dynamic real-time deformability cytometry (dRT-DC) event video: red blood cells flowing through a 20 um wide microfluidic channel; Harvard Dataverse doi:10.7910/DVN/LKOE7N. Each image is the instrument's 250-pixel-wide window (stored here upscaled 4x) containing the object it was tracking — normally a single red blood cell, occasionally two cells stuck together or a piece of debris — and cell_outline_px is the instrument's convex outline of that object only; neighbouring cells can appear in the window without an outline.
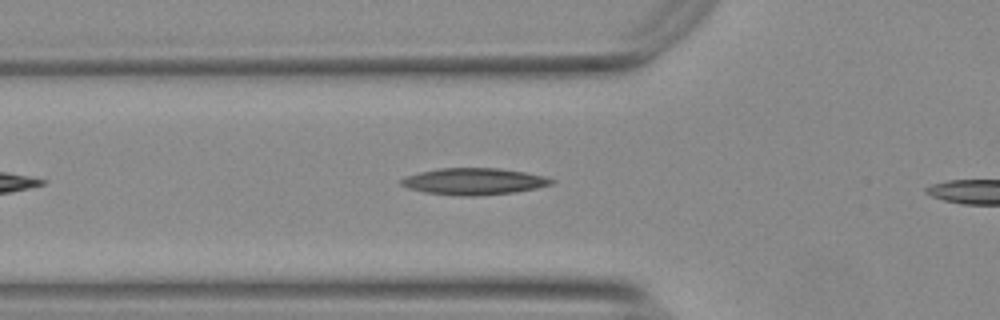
{"species": "Egyptian fruit bat (a non-hibernating species)", "species_latin": "Rousettus aegyptiacus", "temperature_condition": "warm", "stored_images_in_passage": 9, "camera_frame_rate_fps": 3000, "um_per_image_px": 0.085, "animal": {"sex": "female"}, "frame": {"image": 1, "passage_image": 7, "time_ms": 2.0, "image_size_px": [1000, 320], "cell_outline_px": [[556, 180], [552, 184], [536, 188], [516, 192], [476, 196], [460, 196], [424, 192], [408, 188], [400, 184], [400, 180], [404, 176], [420, 172], [440, 168], [496, 168], [524, 172], [544, 176]], "centroid_in_image_um": [40.27, 15.42], "position_along_channel_um": 85.5, "area_um2": 23.35}}